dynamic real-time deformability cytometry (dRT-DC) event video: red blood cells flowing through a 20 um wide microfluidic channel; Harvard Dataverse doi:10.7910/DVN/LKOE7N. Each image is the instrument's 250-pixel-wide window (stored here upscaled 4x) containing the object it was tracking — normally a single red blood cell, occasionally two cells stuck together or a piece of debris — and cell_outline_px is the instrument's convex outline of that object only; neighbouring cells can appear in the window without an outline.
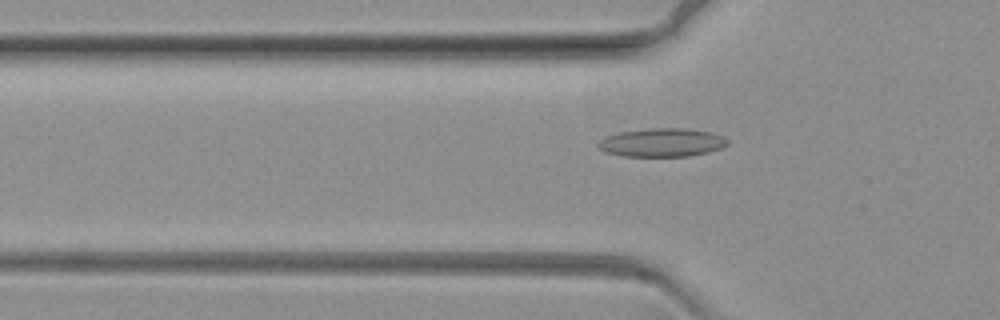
{"species": "common noctule bat (a hibernating species)", "species_latin": "Nyctalus noctula", "temperature_condition": "warm", "stored_images_in_passage": 69, "camera_frame_rate_fps": 3000, "um_per_image_px": 0.085, "animal": {"sex": "female", "body_mass_g": 19.3, "forearm_length_mm": 54.1}, "frame": {"image": 1, "passage_image": 23, "time_ms": 7.333, "image_size_px": [1000, 320], "cell_outline_px": [[728, 144], [720, 148], [708, 152], [688, 156], [624, 156], [604, 152], [596, 144], [604, 136], [616, 132], [652, 128], [688, 128], [708, 132], [724, 136], [728, 140]], "centroid_in_image_um": [56.23, 12.1], "position_along_channel_um": 69.6, "area_um2": 21.56}}
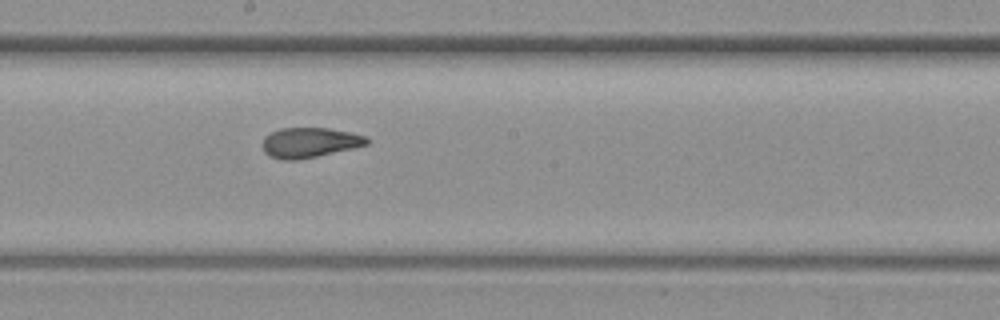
{"frame": {"image": 2, "passage_image": 38, "time_ms": 12.333, "image_size_px": [1000, 320], "cell_outline_px": [[368, 144], [352, 148], [316, 156], [296, 160], [280, 160], [268, 156], [264, 152], [260, 144], [264, 136], [280, 128], [328, 128], [352, 132], [364, 136], [368, 140]], "centroid_in_image_um": [26.24, 12.12], "position_along_channel_um": 222.0, "area_um2": 18.32}}
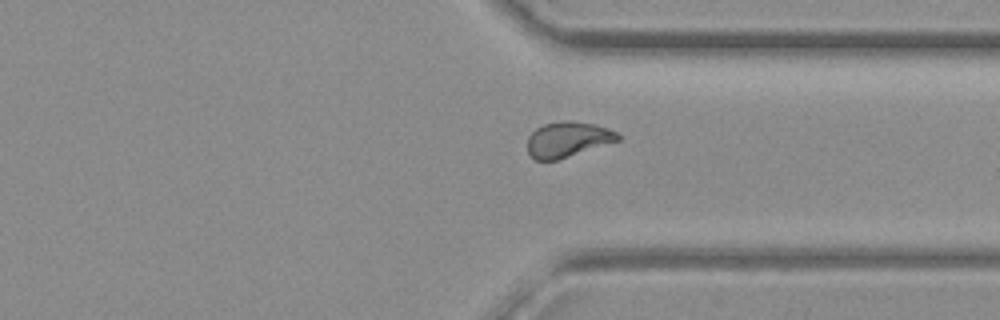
{"frame": {"image": 3, "passage_image": 52, "time_ms": 17.0, "image_size_px": [1000, 320], "cell_outline_px": [[620, 140], [556, 160], [536, 160], [528, 152], [528, 136], [536, 128], [544, 124], [564, 120], [572, 120], [596, 124], [616, 132], [620, 136]], "centroid_in_image_um": [48.25, 11.83], "position_along_channel_um": 363.2, "area_um2": 18.5}}